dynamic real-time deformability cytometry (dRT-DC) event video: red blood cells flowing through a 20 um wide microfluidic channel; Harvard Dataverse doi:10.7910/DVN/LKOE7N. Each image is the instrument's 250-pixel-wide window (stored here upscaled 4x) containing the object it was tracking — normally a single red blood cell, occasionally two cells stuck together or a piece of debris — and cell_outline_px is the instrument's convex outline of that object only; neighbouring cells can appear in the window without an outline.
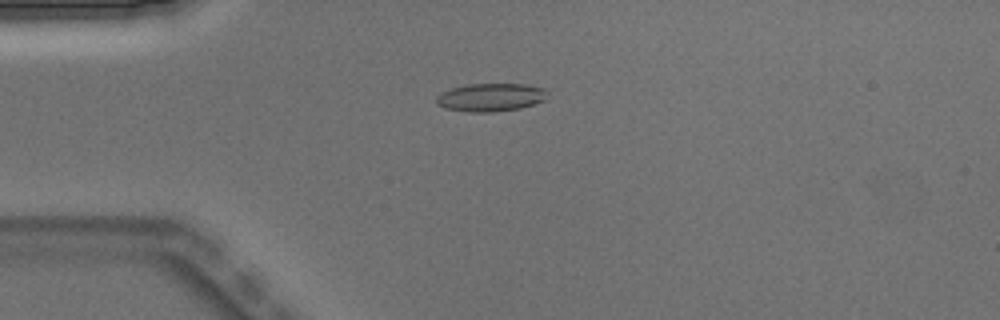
{"species": "Egyptian fruit bat (a non-hibernating species)", "species_latin": "Rousettus aegyptiacus", "temperature_condition": "warm", "stored_images_in_passage": 6, "camera_frame_rate_fps": 3000, "um_per_image_px": 0.085, "animal": {"sex": "male"}, "frame": {"image": 1, "passage_image": 4, "time_ms": 1.0, "image_size_px": [1000, 320], "cell_outline_px": [[548, 92], [544, 100], [536, 104], [520, 108], [492, 112], [468, 112], [444, 108], [436, 104], [436, 96], [440, 92], [452, 88], [468, 84], [524, 84], [544, 88]], "centroid_in_image_um": [41.69, 8.27], "position_along_channel_um": 43.3, "area_um2": 18.32}}